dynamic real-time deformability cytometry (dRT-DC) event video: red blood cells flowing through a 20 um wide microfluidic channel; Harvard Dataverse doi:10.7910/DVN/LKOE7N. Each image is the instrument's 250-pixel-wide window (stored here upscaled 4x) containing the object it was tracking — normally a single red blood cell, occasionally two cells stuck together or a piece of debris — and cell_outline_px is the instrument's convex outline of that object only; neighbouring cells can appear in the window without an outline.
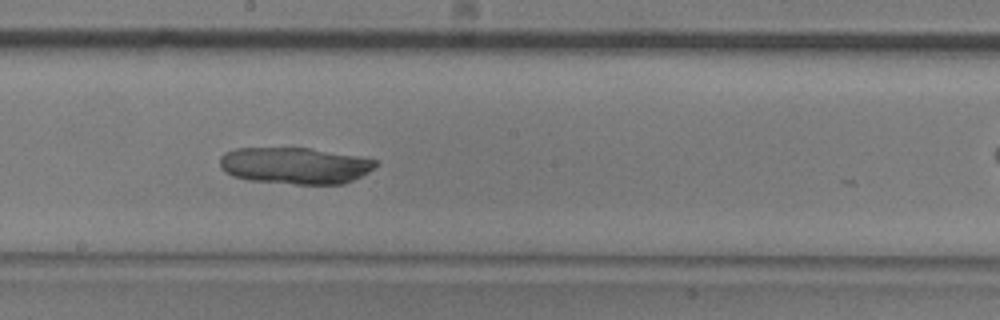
{"species": "common noctule bat (a hibernating species)", "species_latin": "Nyctalus noctula", "temperature_condition": "room temperature", "stored_images_in_passage": 26, "camera_frame_rate_fps": 3000, "um_per_image_px": 0.085, "animal": {"sex": "male", "body_mass_g": 20.5, "forearm_length_mm": 52.5}, "frame": {"image": 1, "passage_image": 23, "time_ms": 7.333, "image_size_px": [1000, 320], "cell_outline_px": [[380, 164], [368, 172], [344, 184], [296, 184], [248, 180], [232, 176], [224, 172], [220, 168], [220, 156], [224, 152], [236, 148], [308, 148], [356, 156], [376, 160]], "centroid_in_image_um": [25.03, 14.08], "position_along_channel_um": 223.2, "area_um2": 33.23}}